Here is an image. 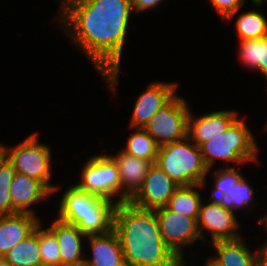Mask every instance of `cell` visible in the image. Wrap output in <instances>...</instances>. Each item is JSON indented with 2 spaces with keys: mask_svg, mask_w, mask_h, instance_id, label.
<instances>
[{
  "mask_svg": "<svg viewBox=\"0 0 267 266\" xmlns=\"http://www.w3.org/2000/svg\"><path fill=\"white\" fill-rule=\"evenodd\" d=\"M60 25L94 64L111 91L116 89L131 0H62ZM70 31V32H69Z\"/></svg>",
  "mask_w": 267,
  "mask_h": 266,
  "instance_id": "6da1fadb",
  "label": "cell"
},
{
  "mask_svg": "<svg viewBox=\"0 0 267 266\" xmlns=\"http://www.w3.org/2000/svg\"><path fill=\"white\" fill-rule=\"evenodd\" d=\"M113 229L117 233L126 266H183L166 246L154 209L125 201L116 205Z\"/></svg>",
  "mask_w": 267,
  "mask_h": 266,
  "instance_id": "7a4b0ae2",
  "label": "cell"
},
{
  "mask_svg": "<svg viewBox=\"0 0 267 266\" xmlns=\"http://www.w3.org/2000/svg\"><path fill=\"white\" fill-rule=\"evenodd\" d=\"M116 205V201L89 193L74 184L61 196L57 219L75 225L85 235L104 234L113 229Z\"/></svg>",
  "mask_w": 267,
  "mask_h": 266,
  "instance_id": "3957f363",
  "label": "cell"
},
{
  "mask_svg": "<svg viewBox=\"0 0 267 266\" xmlns=\"http://www.w3.org/2000/svg\"><path fill=\"white\" fill-rule=\"evenodd\" d=\"M155 164L179 186L205 185L206 176L210 173L200 147L188 137L159 146Z\"/></svg>",
  "mask_w": 267,
  "mask_h": 266,
  "instance_id": "277c9868",
  "label": "cell"
},
{
  "mask_svg": "<svg viewBox=\"0 0 267 266\" xmlns=\"http://www.w3.org/2000/svg\"><path fill=\"white\" fill-rule=\"evenodd\" d=\"M206 167L211 170L215 160L235 162L237 166L256 161L258 146L245 120L239 117L224 132L200 146Z\"/></svg>",
  "mask_w": 267,
  "mask_h": 266,
  "instance_id": "5b68a950",
  "label": "cell"
},
{
  "mask_svg": "<svg viewBox=\"0 0 267 266\" xmlns=\"http://www.w3.org/2000/svg\"><path fill=\"white\" fill-rule=\"evenodd\" d=\"M5 157L12 164L15 172L24 174L43 183L52 193L60 186L52 185L51 180V150L38 143V135L34 133L16 146L2 145Z\"/></svg>",
  "mask_w": 267,
  "mask_h": 266,
  "instance_id": "8992f818",
  "label": "cell"
},
{
  "mask_svg": "<svg viewBox=\"0 0 267 266\" xmlns=\"http://www.w3.org/2000/svg\"><path fill=\"white\" fill-rule=\"evenodd\" d=\"M177 94L149 120L143 129L159 146L181 141L187 137L190 107Z\"/></svg>",
  "mask_w": 267,
  "mask_h": 266,
  "instance_id": "52a82bcc",
  "label": "cell"
},
{
  "mask_svg": "<svg viewBox=\"0 0 267 266\" xmlns=\"http://www.w3.org/2000/svg\"><path fill=\"white\" fill-rule=\"evenodd\" d=\"M81 182L76 183L81 189L121 203V182L116 163L109 154H98L90 157L82 167Z\"/></svg>",
  "mask_w": 267,
  "mask_h": 266,
  "instance_id": "ba28073f",
  "label": "cell"
},
{
  "mask_svg": "<svg viewBox=\"0 0 267 266\" xmlns=\"http://www.w3.org/2000/svg\"><path fill=\"white\" fill-rule=\"evenodd\" d=\"M159 223L160 234L166 246L185 263L183 247L194 243L197 239L201 240L197 218L184 216L172 212L165 206L154 209Z\"/></svg>",
  "mask_w": 267,
  "mask_h": 266,
  "instance_id": "9c48e42d",
  "label": "cell"
},
{
  "mask_svg": "<svg viewBox=\"0 0 267 266\" xmlns=\"http://www.w3.org/2000/svg\"><path fill=\"white\" fill-rule=\"evenodd\" d=\"M201 241L205 242L203 230L211 234L212 242L220 240H234L241 236L236 232L239 221L234 212L222 201L213 200L207 204L201 202L197 218Z\"/></svg>",
  "mask_w": 267,
  "mask_h": 266,
  "instance_id": "30bf717a",
  "label": "cell"
},
{
  "mask_svg": "<svg viewBox=\"0 0 267 266\" xmlns=\"http://www.w3.org/2000/svg\"><path fill=\"white\" fill-rule=\"evenodd\" d=\"M178 187V184L153 163L141 189L130 202L139 208L156 209L165 206Z\"/></svg>",
  "mask_w": 267,
  "mask_h": 266,
  "instance_id": "8fae6325",
  "label": "cell"
},
{
  "mask_svg": "<svg viewBox=\"0 0 267 266\" xmlns=\"http://www.w3.org/2000/svg\"><path fill=\"white\" fill-rule=\"evenodd\" d=\"M178 83L153 82L139 95L131 116L130 128H143L150 118L176 94Z\"/></svg>",
  "mask_w": 267,
  "mask_h": 266,
  "instance_id": "7c38bea8",
  "label": "cell"
},
{
  "mask_svg": "<svg viewBox=\"0 0 267 266\" xmlns=\"http://www.w3.org/2000/svg\"><path fill=\"white\" fill-rule=\"evenodd\" d=\"M234 110H223L194 117L190 110L188 115L187 137L198 147L224 132L238 118Z\"/></svg>",
  "mask_w": 267,
  "mask_h": 266,
  "instance_id": "4fadbf2b",
  "label": "cell"
},
{
  "mask_svg": "<svg viewBox=\"0 0 267 266\" xmlns=\"http://www.w3.org/2000/svg\"><path fill=\"white\" fill-rule=\"evenodd\" d=\"M117 165L121 182V203L130 201L141 189L153 162L126 154L121 150L110 156Z\"/></svg>",
  "mask_w": 267,
  "mask_h": 266,
  "instance_id": "5bb4252c",
  "label": "cell"
},
{
  "mask_svg": "<svg viewBox=\"0 0 267 266\" xmlns=\"http://www.w3.org/2000/svg\"><path fill=\"white\" fill-rule=\"evenodd\" d=\"M52 192L40 181L15 172L11 185L10 197L13 206V214L29 213L35 215L30 207L39 200L46 199Z\"/></svg>",
  "mask_w": 267,
  "mask_h": 266,
  "instance_id": "9a60e30c",
  "label": "cell"
},
{
  "mask_svg": "<svg viewBox=\"0 0 267 266\" xmlns=\"http://www.w3.org/2000/svg\"><path fill=\"white\" fill-rule=\"evenodd\" d=\"M48 228L57 238L61 264L83 266L86 254L82 252V242H84V238H87V235L75 225L65 223L59 219H56L52 226Z\"/></svg>",
  "mask_w": 267,
  "mask_h": 266,
  "instance_id": "2e32d148",
  "label": "cell"
},
{
  "mask_svg": "<svg viewBox=\"0 0 267 266\" xmlns=\"http://www.w3.org/2000/svg\"><path fill=\"white\" fill-rule=\"evenodd\" d=\"M92 258L83 266H126L122 246L114 229L104 234L87 235Z\"/></svg>",
  "mask_w": 267,
  "mask_h": 266,
  "instance_id": "e0dca14e",
  "label": "cell"
},
{
  "mask_svg": "<svg viewBox=\"0 0 267 266\" xmlns=\"http://www.w3.org/2000/svg\"><path fill=\"white\" fill-rule=\"evenodd\" d=\"M40 222L38 216L29 213L0 216V257L29 236Z\"/></svg>",
  "mask_w": 267,
  "mask_h": 266,
  "instance_id": "ac0fdd59",
  "label": "cell"
},
{
  "mask_svg": "<svg viewBox=\"0 0 267 266\" xmlns=\"http://www.w3.org/2000/svg\"><path fill=\"white\" fill-rule=\"evenodd\" d=\"M216 256L211 259L219 266H258L257 253L245 245L242 237L212 242Z\"/></svg>",
  "mask_w": 267,
  "mask_h": 266,
  "instance_id": "d6986e66",
  "label": "cell"
},
{
  "mask_svg": "<svg viewBox=\"0 0 267 266\" xmlns=\"http://www.w3.org/2000/svg\"><path fill=\"white\" fill-rule=\"evenodd\" d=\"M4 258L13 266H42L39 249V224L29 236L12 247Z\"/></svg>",
  "mask_w": 267,
  "mask_h": 266,
  "instance_id": "ffe728a7",
  "label": "cell"
},
{
  "mask_svg": "<svg viewBox=\"0 0 267 266\" xmlns=\"http://www.w3.org/2000/svg\"><path fill=\"white\" fill-rule=\"evenodd\" d=\"M202 184L189 186H179L173 193L165 207L172 212L184 216L198 218L199 209L202 202L201 194L196 188H203Z\"/></svg>",
  "mask_w": 267,
  "mask_h": 266,
  "instance_id": "44dd1931",
  "label": "cell"
},
{
  "mask_svg": "<svg viewBox=\"0 0 267 266\" xmlns=\"http://www.w3.org/2000/svg\"><path fill=\"white\" fill-rule=\"evenodd\" d=\"M238 46L240 62L267 78V36L241 40Z\"/></svg>",
  "mask_w": 267,
  "mask_h": 266,
  "instance_id": "7402d4cb",
  "label": "cell"
},
{
  "mask_svg": "<svg viewBox=\"0 0 267 266\" xmlns=\"http://www.w3.org/2000/svg\"><path fill=\"white\" fill-rule=\"evenodd\" d=\"M135 129L136 131L127 139L126 148L124 147L122 151L128 155L155 163L159 145L143 128Z\"/></svg>",
  "mask_w": 267,
  "mask_h": 266,
  "instance_id": "603a6c76",
  "label": "cell"
},
{
  "mask_svg": "<svg viewBox=\"0 0 267 266\" xmlns=\"http://www.w3.org/2000/svg\"><path fill=\"white\" fill-rule=\"evenodd\" d=\"M235 26L240 40L267 36V18L256 10L240 14L236 19Z\"/></svg>",
  "mask_w": 267,
  "mask_h": 266,
  "instance_id": "cb8c5ba5",
  "label": "cell"
},
{
  "mask_svg": "<svg viewBox=\"0 0 267 266\" xmlns=\"http://www.w3.org/2000/svg\"><path fill=\"white\" fill-rule=\"evenodd\" d=\"M215 177V186L210 199L223 201L226 198V192L236 186L237 182L243 177L239 170H236L234 165L230 167H222L213 172Z\"/></svg>",
  "mask_w": 267,
  "mask_h": 266,
  "instance_id": "d4e9b609",
  "label": "cell"
},
{
  "mask_svg": "<svg viewBox=\"0 0 267 266\" xmlns=\"http://www.w3.org/2000/svg\"><path fill=\"white\" fill-rule=\"evenodd\" d=\"M14 174L12 164L4 157L0 161V216L13 215L10 185Z\"/></svg>",
  "mask_w": 267,
  "mask_h": 266,
  "instance_id": "484cf974",
  "label": "cell"
},
{
  "mask_svg": "<svg viewBox=\"0 0 267 266\" xmlns=\"http://www.w3.org/2000/svg\"><path fill=\"white\" fill-rule=\"evenodd\" d=\"M39 223V249L42 266L61 264L59 245L55 234L49 229H42Z\"/></svg>",
  "mask_w": 267,
  "mask_h": 266,
  "instance_id": "4316f807",
  "label": "cell"
},
{
  "mask_svg": "<svg viewBox=\"0 0 267 266\" xmlns=\"http://www.w3.org/2000/svg\"><path fill=\"white\" fill-rule=\"evenodd\" d=\"M247 182L248 181L242 177L230 192H226V198L222 202H224L233 212L240 208L248 209L251 201H253L252 196L254 195V189L250 187V184Z\"/></svg>",
  "mask_w": 267,
  "mask_h": 266,
  "instance_id": "83f0119b",
  "label": "cell"
},
{
  "mask_svg": "<svg viewBox=\"0 0 267 266\" xmlns=\"http://www.w3.org/2000/svg\"><path fill=\"white\" fill-rule=\"evenodd\" d=\"M245 0H210L212 6L219 13L221 20L232 21L235 14L244 5Z\"/></svg>",
  "mask_w": 267,
  "mask_h": 266,
  "instance_id": "f1b7e54d",
  "label": "cell"
},
{
  "mask_svg": "<svg viewBox=\"0 0 267 266\" xmlns=\"http://www.w3.org/2000/svg\"><path fill=\"white\" fill-rule=\"evenodd\" d=\"M162 1L163 0H131L132 10L139 13L157 7Z\"/></svg>",
  "mask_w": 267,
  "mask_h": 266,
  "instance_id": "f546056e",
  "label": "cell"
},
{
  "mask_svg": "<svg viewBox=\"0 0 267 266\" xmlns=\"http://www.w3.org/2000/svg\"><path fill=\"white\" fill-rule=\"evenodd\" d=\"M257 265L267 266V245L264 244L259 251H257Z\"/></svg>",
  "mask_w": 267,
  "mask_h": 266,
  "instance_id": "4dcf8cb0",
  "label": "cell"
},
{
  "mask_svg": "<svg viewBox=\"0 0 267 266\" xmlns=\"http://www.w3.org/2000/svg\"><path fill=\"white\" fill-rule=\"evenodd\" d=\"M0 266H13L4 257H0Z\"/></svg>",
  "mask_w": 267,
  "mask_h": 266,
  "instance_id": "1f68e13d",
  "label": "cell"
},
{
  "mask_svg": "<svg viewBox=\"0 0 267 266\" xmlns=\"http://www.w3.org/2000/svg\"><path fill=\"white\" fill-rule=\"evenodd\" d=\"M205 266H219L218 264H216L211 258H209L206 262Z\"/></svg>",
  "mask_w": 267,
  "mask_h": 266,
  "instance_id": "d6a6232c",
  "label": "cell"
},
{
  "mask_svg": "<svg viewBox=\"0 0 267 266\" xmlns=\"http://www.w3.org/2000/svg\"><path fill=\"white\" fill-rule=\"evenodd\" d=\"M259 223H263L265 227H267V215L258 219Z\"/></svg>",
  "mask_w": 267,
  "mask_h": 266,
  "instance_id": "836d02e7",
  "label": "cell"
},
{
  "mask_svg": "<svg viewBox=\"0 0 267 266\" xmlns=\"http://www.w3.org/2000/svg\"><path fill=\"white\" fill-rule=\"evenodd\" d=\"M266 0H252V3H254L257 6H260L262 4H264Z\"/></svg>",
  "mask_w": 267,
  "mask_h": 266,
  "instance_id": "e575fe53",
  "label": "cell"
},
{
  "mask_svg": "<svg viewBox=\"0 0 267 266\" xmlns=\"http://www.w3.org/2000/svg\"><path fill=\"white\" fill-rule=\"evenodd\" d=\"M5 157L4 150L2 144H0V161Z\"/></svg>",
  "mask_w": 267,
  "mask_h": 266,
  "instance_id": "d590c367",
  "label": "cell"
},
{
  "mask_svg": "<svg viewBox=\"0 0 267 266\" xmlns=\"http://www.w3.org/2000/svg\"><path fill=\"white\" fill-rule=\"evenodd\" d=\"M47 266H73L69 264H55V265H47Z\"/></svg>",
  "mask_w": 267,
  "mask_h": 266,
  "instance_id": "8d00e7d4",
  "label": "cell"
}]
</instances>
